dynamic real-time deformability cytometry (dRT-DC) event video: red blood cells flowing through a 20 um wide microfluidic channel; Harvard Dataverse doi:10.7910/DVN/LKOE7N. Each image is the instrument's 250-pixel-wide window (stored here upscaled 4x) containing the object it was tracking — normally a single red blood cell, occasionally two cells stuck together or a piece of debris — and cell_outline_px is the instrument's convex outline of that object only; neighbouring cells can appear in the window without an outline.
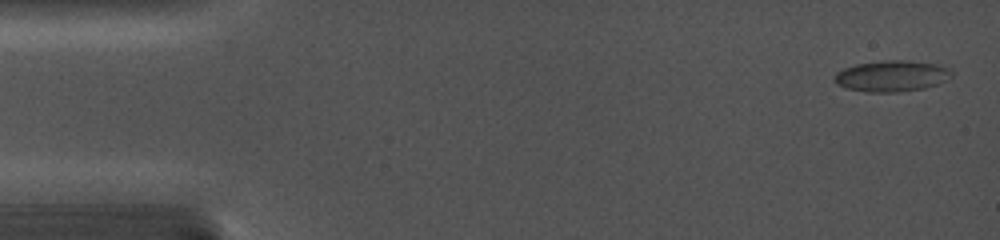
{"species": "common noctule bat (a hibernating species)", "species_latin": "Nyctalus noctula", "temperature_condition": "cold", "stored_images_in_passage": 27, "camera_frame_rate_fps": 5000, "um_per_image_px": 0.085, "animal": {"sex": "female", "body_mass_g": 19.0, "forearm_length_mm": 56.7}, "frame": {"image": 1, "passage_image": 1, "time_ms": 0.0, "image_size_px": [1000, 240], "cell_outline_px": [[952, 76], [936, 84], [924, 88], [896, 92], [868, 92], [848, 88], [836, 84], [832, 76], [836, 72], [844, 68], [856, 64], [884, 60], [908, 60], [936, 64], [948, 68], [952, 72]], "centroid_in_image_um": [75.76, 6.45], "position_along_channel_um": 9.2, "area_um2": 21.15}}
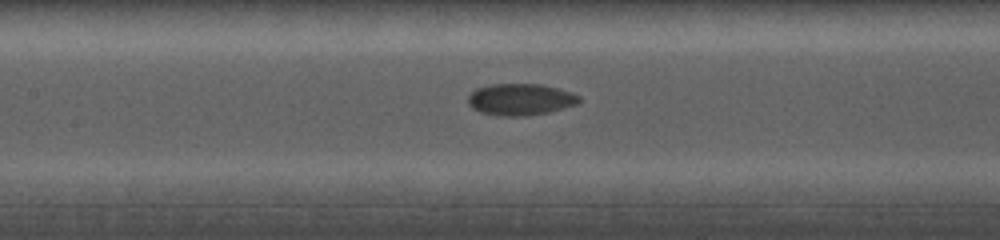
{"frame": {"image": 2, "passage_image": 11, "time_ms": 7.6, "image_size_px": [1000, 240], "cell_outline_px": [[580, 100], [576, 104], [548, 112], [524, 116], [500, 116], [480, 112], [472, 108], [468, 104], [468, 96], [476, 88], [492, 84], [540, 84], [560, 88], [572, 92], [580, 96]], "centroid_in_image_um": [44.22, 8.44], "position_along_channel_um": 163.2, "area_um2": 20.52}}
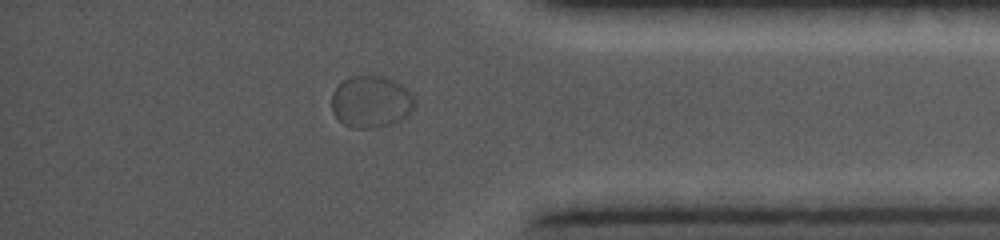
{"frame": {"image": 3, "passage_image": 24, "time_ms": 14.2, "image_size_px": [1000, 240], "cell_outline_px": [[416, 108], [408, 116], [400, 120], [376, 128], [352, 128], [336, 120], [332, 112], [332, 92], [348, 76], [384, 76], [396, 80], [404, 84], [412, 92], [416, 100]], "centroid_in_image_um": [31.59, 8.64], "position_along_channel_um": 403.6, "area_um2": 25.84}}